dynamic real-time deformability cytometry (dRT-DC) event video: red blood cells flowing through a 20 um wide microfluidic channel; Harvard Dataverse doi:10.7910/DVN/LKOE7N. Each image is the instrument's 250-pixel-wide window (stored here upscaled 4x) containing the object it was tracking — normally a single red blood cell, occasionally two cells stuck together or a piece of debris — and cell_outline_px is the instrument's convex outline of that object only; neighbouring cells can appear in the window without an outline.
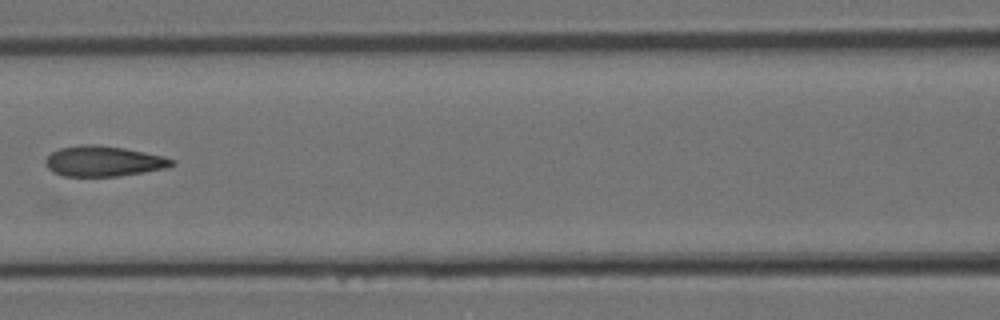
{"species": "Egyptian fruit bat (a non-hibernating species)", "species_latin": "Rousettus aegyptiacus", "temperature_condition": "room temperature", "stored_images_in_passage": 5, "camera_frame_rate_fps": 3000, "um_per_image_px": 0.085, "animal": {"sex": "female"}, "frame": {"image": 1, "passage_image": 5, "time_ms": 1.333, "image_size_px": [1000, 320], "cell_outline_px": [[176, 164], [164, 168], [144, 172], [120, 176], [64, 176], [52, 172], [44, 164], [44, 160], [52, 152], [60, 148], [80, 144], [96, 144], [124, 148], [164, 156], [176, 160]], "centroid_in_image_um": [8.79, 13.7], "position_along_channel_um": 157.8, "area_um2": 22.54}}